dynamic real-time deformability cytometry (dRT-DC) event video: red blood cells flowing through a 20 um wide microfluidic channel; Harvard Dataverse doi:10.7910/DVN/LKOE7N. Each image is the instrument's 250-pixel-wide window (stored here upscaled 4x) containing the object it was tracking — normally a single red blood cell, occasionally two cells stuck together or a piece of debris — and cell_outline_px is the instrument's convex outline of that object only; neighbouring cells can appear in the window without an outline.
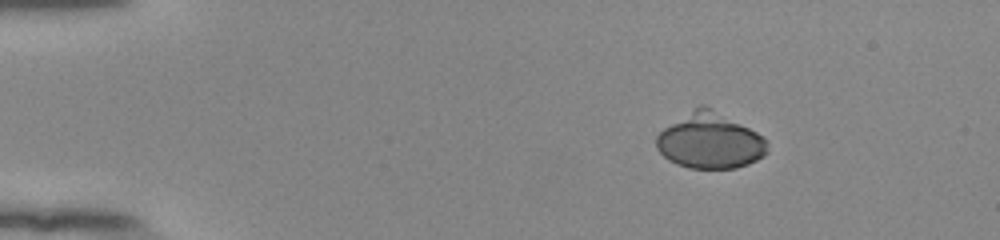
{"species": "human", "species_latin": "Homo sapiens", "temperature_condition": "room temperature", "stored_images_in_passage": 47, "camera_frame_rate_fps": 3000, "um_per_image_px": 0.085, "donor": {"sex": "female"}, "frame": {"image": 1, "passage_image": 1, "time_ms": 0.0, "image_size_px": [1000, 240], "cell_outline_px": [[768, 152], [764, 156], [748, 164], [736, 168], [688, 168], [676, 164], [668, 160], [656, 148], [656, 136], [664, 128], [700, 104], [704, 104], [756, 132], [768, 140]], "centroid_in_image_um": [60.35, 11.99], "position_along_channel_um": 24.6, "area_um2": 35.78}}
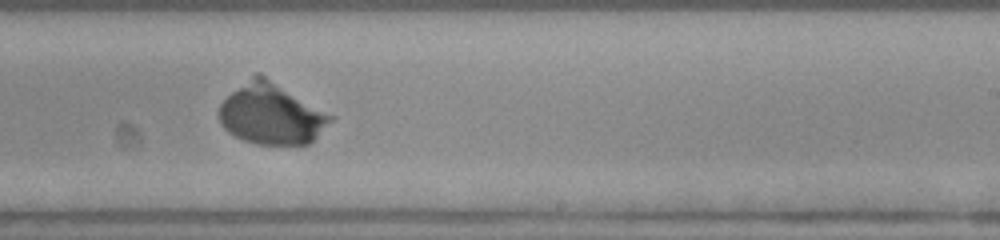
{"frame": {"image": 2, "passage_image": 27, "time_ms": 8.667, "image_size_px": [1000, 240], "cell_outline_px": [[336, 116], [308, 144], [256, 144], [244, 140], [228, 132], [220, 124], [220, 104], [232, 92], [256, 72], [260, 72]], "centroid_in_image_um": [23.08, 9.66], "position_along_channel_um": 265.9, "area_um2": 39.42}}
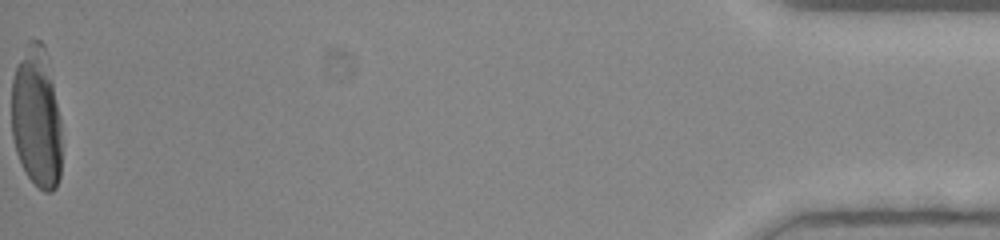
{"frame": {"image": 3, "passage_image": 47, "time_ms": 15.333, "image_size_px": [1000, 240], "cell_outline_px": [[60, 176], [56, 188], [52, 192], [44, 192], [28, 176], [16, 152], [12, 136], [12, 80], [16, 68], [28, 40], [40, 40], [44, 44], [60, 120]], "centroid_in_image_um": [3.09, 10.01], "position_along_channel_um": 432.1, "area_um2": 40.52}, "authors_computed_cell_mechanics": {"area_um2": 39.3618, "velocity_mm_per_s": 3.8553, "shape_relaxation_time_tau1_ms": 2.0236, "shape_relaxation_time_tau2_ms": null, "deformation_change_tau1": 0.1131, "deformation_change_tau2": null}}